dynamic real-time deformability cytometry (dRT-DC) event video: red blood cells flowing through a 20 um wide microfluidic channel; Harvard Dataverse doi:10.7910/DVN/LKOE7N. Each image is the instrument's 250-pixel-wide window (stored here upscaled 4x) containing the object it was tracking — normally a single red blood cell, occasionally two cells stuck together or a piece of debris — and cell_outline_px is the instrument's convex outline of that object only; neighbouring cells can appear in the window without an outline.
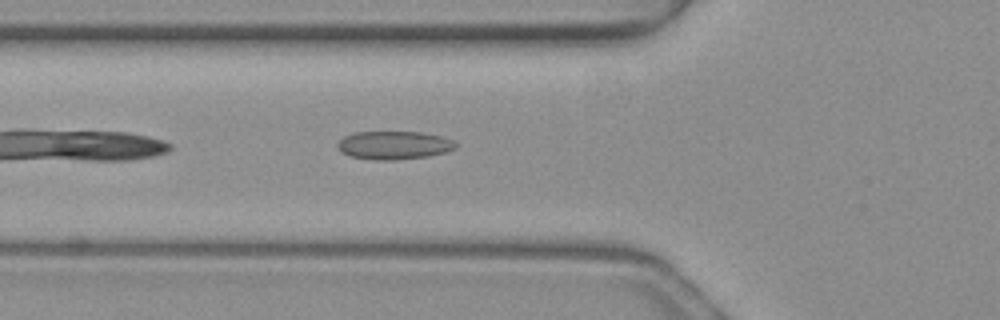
{"species": "common noctule bat (a hibernating species)", "species_latin": "Nyctalus noctula", "temperature_condition": "warm", "stored_images_in_passage": 35, "camera_frame_rate_fps": 3000, "um_per_image_px": 0.085, "animal": {"sex": "female", "body_mass_g": 19.3, "forearm_length_mm": 54.1}, "frame": {"image": 1, "passage_image": 4, "time_ms": 1.0, "image_size_px": [1000, 320], "cell_outline_px": [[456, 148], [444, 152], [428, 156], [396, 160], [376, 160], [352, 156], [340, 152], [336, 144], [344, 136], [356, 132], [420, 132], [440, 136], [452, 140], [456, 144]], "centroid_in_image_um": [33.46, 12.34], "position_along_channel_um": 92.3, "area_um2": 19.31}}
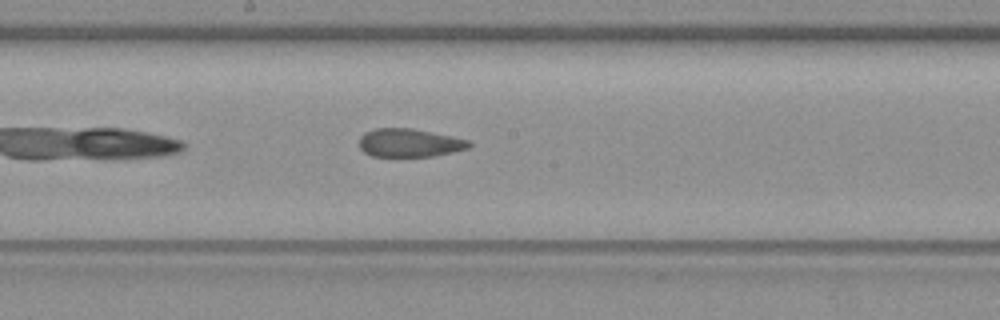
{"frame": {"image": 2, "passage_image": 13, "time_ms": 4.0, "image_size_px": [1000, 320], "cell_outline_px": [[472, 144], [468, 148], [436, 156], [372, 156], [364, 152], [360, 148], [360, 136], [364, 132], [376, 128], [412, 128], [452, 136], [468, 140]], "centroid_in_image_um": [34.79, 12.14], "position_along_channel_um": 213.4, "area_um2": 18.09}}
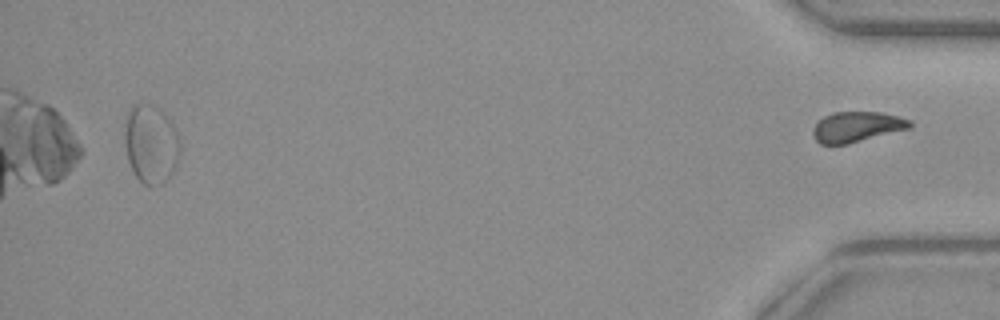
{"frame": {"image": 3, "passage_image": 35, "time_ms": 11.333, "image_size_px": [1000, 320], "cell_outline_px": [[912, 128], [848, 144], [820, 144], [816, 140], [812, 132], [812, 128], [824, 116], [832, 112], [880, 112], [912, 120]], "centroid_in_image_um": [72.85, 10.78], "position_along_channel_um": 362.4, "area_um2": 17.22}}